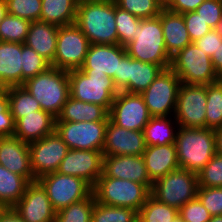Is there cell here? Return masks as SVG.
<instances>
[{"mask_svg": "<svg viewBox=\"0 0 222 222\" xmlns=\"http://www.w3.org/2000/svg\"><path fill=\"white\" fill-rule=\"evenodd\" d=\"M197 175L198 187H222V156L215 154Z\"/></svg>", "mask_w": 222, "mask_h": 222, "instance_id": "42", "label": "cell"}, {"mask_svg": "<svg viewBox=\"0 0 222 222\" xmlns=\"http://www.w3.org/2000/svg\"><path fill=\"white\" fill-rule=\"evenodd\" d=\"M22 86L24 82L46 71L51 64L31 47L22 43Z\"/></svg>", "mask_w": 222, "mask_h": 222, "instance_id": "39", "label": "cell"}, {"mask_svg": "<svg viewBox=\"0 0 222 222\" xmlns=\"http://www.w3.org/2000/svg\"><path fill=\"white\" fill-rule=\"evenodd\" d=\"M108 117L119 127L143 131L152 116L141 94L119 91L110 107Z\"/></svg>", "mask_w": 222, "mask_h": 222, "instance_id": "15", "label": "cell"}, {"mask_svg": "<svg viewBox=\"0 0 222 222\" xmlns=\"http://www.w3.org/2000/svg\"><path fill=\"white\" fill-rule=\"evenodd\" d=\"M30 21L6 14L0 22V41L24 43L30 26Z\"/></svg>", "mask_w": 222, "mask_h": 222, "instance_id": "37", "label": "cell"}, {"mask_svg": "<svg viewBox=\"0 0 222 222\" xmlns=\"http://www.w3.org/2000/svg\"><path fill=\"white\" fill-rule=\"evenodd\" d=\"M206 128H222V80L206 85Z\"/></svg>", "mask_w": 222, "mask_h": 222, "instance_id": "33", "label": "cell"}, {"mask_svg": "<svg viewBox=\"0 0 222 222\" xmlns=\"http://www.w3.org/2000/svg\"><path fill=\"white\" fill-rule=\"evenodd\" d=\"M205 0H167L164 8L175 13H187L195 11L196 8Z\"/></svg>", "mask_w": 222, "mask_h": 222, "instance_id": "49", "label": "cell"}, {"mask_svg": "<svg viewBox=\"0 0 222 222\" xmlns=\"http://www.w3.org/2000/svg\"><path fill=\"white\" fill-rule=\"evenodd\" d=\"M162 70L157 64L141 62L126 54L119 61L113 82L119 91L141 94Z\"/></svg>", "mask_w": 222, "mask_h": 222, "instance_id": "16", "label": "cell"}, {"mask_svg": "<svg viewBox=\"0 0 222 222\" xmlns=\"http://www.w3.org/2000/svg\"><path fill=\"white\" fill-rule=\"evenodd\" d=\"M0 222H25L13 208L0 210Z\"/></svg>", "mask_w": 222, "mask_h": 222, "instance_id": "50", "label": "cell"}, {"mask_svg": "<svg viewBox=\"0 0 222 222\" xmlns=\"http://www.w3.org/2000/svg\"><path fill=\"white\" fill-rule=\"evenodd\" d=\"M102 151L69 149L56 172L84 179L92 187L103 173Z\"/></svg>", "mask_w": 222, "mask_h": 222, "instance_id": "17", "label": "cell"}, {"mask_svg": "<svg viewBox=\"0 0 222 222\" xmlns=\"http://www.w3.org/2000/svg\"><path fill=\"white\" fill-rule=\"evenodd\" d=\"M141 19L130 14L128 11L122 10L115 3V23L118 34V44L125 46L134 39L137 32V26Z\"/></svg>", "mask_w": 222, "mask_h": 222, "instance_id": "40", "label": "cell"}, {"mask_svg": "<svg viewBox=\"0 0 222 222\" xmlns=\"http://www.w3.org/2000/svg\"><path fill=\"white\" fill-rule=\"evenodd\" d=\"M89 46V40L75 23L59 26L56 54L51 66L65 71L80 69Z\"/></svg>", "mask_w": 222, "mask_h": 222, "instance_id": "11", "label": "cell"}, {"mask_svg": "<svg viewBox=\"0 0 222 222\" xmlns=\"http://www.w3.org/2000/svg\"><path fill=\"white\" fill-rule=\"evenodd\" d=\"M22 43L0 41V82L6 89L22 86Z\"/></svg>", "mask_w": 222, "mask_h": 222, "instance_id": "27", "label": "cell"}, {"mask_svg": "<svg viewBox=\"0 0 222 222\" xmlns=\"http://www.w3.org/2000/svg\"><path fill=\"white\" fill-rule=\"evenodd\" d=\"M216 140V154L222 156V128L214 130Z\"/></svg>", "mask_w": 222, "mask_h": 222, "instance_id": "52", "label": "cell"}, {"mask_svg": "<svg viewBox=\"0 0 222 222\" xmlns=\"http://www.w3.org/2000/svg\"><path fill=\"white\" fill-rule=\"evenodd\" d=\"M0 164L29 182L37 181L31 169L29 143L15 136L0 137Z\"/></svg>", "mask_w": 222, "mask_h": 222, "instance_id": "22", "label": "cell"}, {"mask_svg": "<svg viewBox=\"0 0 222 222\" xmlns=\"http://www.w3.org/2000/svg\"><path fill=\"white\" fill-rule=\"evenodd\" d=\"M127 54L138 61L170 68L171 56L167 53L159 15L141 19L134 39L125 45Z\"/></svg>", "mask_w": 222, "mask_h": 222, "instance_id": "3", "label": "cell"}, {"mask_svg": "<svg viewBox=\"0 0 222 222\" xmlns=\"http://www.w3.org/2000/svg\"><path fill=\"white\" fill-rule=\"evenodd\" d=\"M100 177L131 180L144 184L150 191L153 186L142 155L104 156L103 173Z\"/></svg>", "mask_w": 222, "mask_h": 222, "instance_id": "20", "label": "cell"}, {"mask_svg": "<svg viewBox=\"0 0 222 222\" xmlns=\"http://www.w3.org/2000/svg\"><path fill=\"white\" fill-rule=\"evenodd\" d=\"M83 1H95V0H78V2H83ZM97 1H107V0H97Z\"/></svg>", "mask_w": 222, "mask_h": 222, "instance_id": "58", "label": "cell"}, {"mask_svg": "<svg viewBox=\"0 0 222 222\" xmlns=\"http://www.w3.org/2000/svg\"><path fill=\"white\" fill-rule=\"evenodd\" d=\"M163 28L167 53L172 57L192 41L189 37L183 15L163 8L159 14Z\"/></svg>", "mask_w": 222, "mask_h": 222, "instance_id": "25", "label": "cell"}, {"mask_svg": "<svg viewBox=\"0 0 222 222\" xmlns=\"http://www.w3.org/2000/svg\"><path fill=\"white\" fill-rule=\"evenodd\" d=\"M209 222H222V215L211 217V220Z\"/></svg>", "mask_w": 222, "mask_h": 222, "instance_id": "54", "label": "cell"}, {"mask_svg": "<svg viewBox=\"0 0 222 222\" xmlns=\"http://www.w3.org/2000/svg\"><path fill=\"white\" fill-rule=\"evenodd\" d=\"M95 201L92 192L87 198L56 212L55 222H91Z\"/></svg>", "mask_w": 222, "mask_h": 222, "instance_id": "36", "label": "cell"}, {"mask_svg": "<svg viewBox=\"0 0 222 222\" xmlns=\"http://www.w3.org/2000/svg\"><path fill=\"white\" fill-rule=\"evenodd\" d=\"M14 122L28 114L42 110L41 105L24 86H12L3 92Z\"/></svg>", "mask_w": 222, "mask_h": 222, "instance_id": "32", "label": "cell"}, {"mask_svg": "<svg viewBox=\"0 0 222 222\" xmlns=\"http://www.w3.org/2000/svg\"><path fill=\"white\" fill-rule=\"evenodd\" d=\"M92 192L96 202L109 206L128 207L137 212L150 195V190L144 184L111 177H99Z\"/></svg>", "mask_w": 222, "mask_h": 222, "instance_id": "6", "label": "cell"}, {"mask_svg": "<svg viewBox=\"0 0 222 222\" xmlns=\"http://www.w3.org/2000/svg\"><path fill=\"white\" fill-rule=\"evenodd\" d=\"M179 215V210L158 201L151 194L138 212L141 222H172Z\"/></svg>", "mask_w": 222, "mask_h": 222, "instance_id": "34", "label": "cell"}, {"mask_svg": "<svg viewBox=\"0 0 222 222\" xmlns=\"http://www.w3.org/2000/svg\"><path fill=\"white\" fill-rule=\"evenodd\" d=\"M109 111L100 105L78 101L68 97L56 122H95L109 121Z\"/></svg>", "mask_w": 222, "mask_h": 222, "instance_id": "28", "label": "cell"}, {"mask_svg": "<svg viewBox=\"0 0 222 222\" xmlns=\"http://www.w3.org/2000/svg\"><path fill=\"white\" fill-rule=\"evenodd\" d=\"M15 122L3 94H0V137L14 136Z\"/></svg>", "mask_w": 222, "mask_h": 222, "instance_id": "47", "label": "cell"}, {"mask_svg": "<svg viewBox=\"0 0 222 222\" xmlns=\"http://www.w3.org/2000/svg\"><path fill=\"white\" fill-rule=\"evenodd\" d=\"M206 85L182 83L174 119L179 127L206 128Z\"/></svg>", "mask_w": 222, "mask_h": 222, "instance_id": "12", "label": "cell"}, {"mask_svg": "<svg viewBox=\"0 0 222 222\" xmlns=\"http://www.w3.org/2000/svg\"><path fill=\"white\" fill-rule=\"evenodd\" d=\"M75 24L90 44H118L114 0L78 2Z\"/></svg>", "mask_w": 222, "mask_h": 222, "instance_id": "1", "label": "cell"}, {"mask_svg": "<svg viewBox=\"0 0 222 222\" xmlns=\"http://www.w3.org/2000/svg\"><path fill=\"white\" fill-rule=\"evenodd\" d=\"M56 118L49 112L39 110L15 122L14 136L31 143L55 131Z\"/></svg>", "mask_w": 222, "mask_h": 222, "instance_id": "24", "label": "cell"}, {"mask_svg": "<svg viewBox=\"0 0 222 222\" xmlns=\"http://www.w3.org/2000/svg\"><path fill=\"white\" fill-rule=\"evenodd\" d=\"M212 29H216L222 17V0H205L195 10Z\"/></svg>", "mask_w": 222, "mask_h": 222, "instance_id": "45", "label": "cell"}, {"mask_svg": "<svg viewBox=\"0 0 222 222\" xmlns=\"http://www.w3.org/2000/svg\"><path fill=\"white\" fill-rule=\"evenodd\" d=\"M7 13L30 22L40 21L41 0H5Z\"/></svg>", "mask_w": 222, "mask_h": 222, "instance_id": "41", "label": "cell"}, {"mask_svg": "<svg viewBox=\"0 0 222 222\" xmlns=\"http://www.w3.org/2000/svg\"><path fill=\"white\" fill-rule=\"evenodd\" d=\"M182 15L192 42L203 37L206 33L212 30V28L200 18L197 12L192 11Z\"/></svg>", "mask_w": 222, "mask_h": 222, "instance_id": "46", "label": "cell"}, {"mask_svg": "<svg viewBox=\"0 0 222 222\" xmlns=\"http://www.w3.org/2000/svg\"><path fill=\"white\" fill-rule=\"evenodd\" d=\"M78 0H41L40 21L67 26L75 23Z\"/></svg>", "mask_w": 222, "mask_h": 222, "instance_id": "29", "label": "cell"}, {"mask_svg": "<svg viewBox=\"0 0 222 222\" xmlns=\"http://www.w3.org/2000/svg\"><path fill=\"white\" fill-rule=\"evenodd\" d=\"M213 68L219 78H222V43L211 57Z\"/></svg>", "mask_w": 222, "mask_h": 222, "instance_id": "51", "label": "cell"}, {"mask_svg": "<svg viewBox=\"0 0 222 222\" xmlns=\"http://www.w3.org/2000/svg\"><path fill=\"white\" fill-rule=\"evenodd\" d=\"M108 121L56 122L55 131L69 149L102 151Z\"/></svg>", "mask_w": 222, "mask_h": 222, "instance_id": "13", "label": "cell"}, {"mask_svg": "<svg viewBox=\"0 0 222 222\" xmlns=\"http://www.w3.org/2000/svg\"><path fill=\"white\" fill-rule=\"evenodd\" d=\"M199 49L206 52L207 55L212 57L214 52L222 43V35L216 30L212 29L210 32L206 33L203 37L194 41Z\"/></svg>", "mask_w": 222, "mask_h": 222, "instance_id": "48", "label": "cell"}, {"mask_svg": "<svg viewBox=\"0 0 222 222\" xmlns=\"http://www.w3.org/2000/svg\"><path fill=\"white\" fill-rule=\"evenodd\" d=\"M170 68L185 84L208 85L220 79L211 57L194 42L172 56Z\"/></svg>", "mask_w": 222, "mask_h": 222, "instance_id": "7", "label": "cell"}, {"mask_svg": "<svg viewBox=\"0 0 222 222\" xmlns=\"http://www.w3.org/2000/svg\"><path fill=\"white\" fill-rule=\"evenodd\" d=\"M151 117L143 129L146 146L174 144L178 123L169 117ZM172 121V122H171ZM173 124H175L173 126ZM176 127V128H175ZM175 130V131H174Z\"/></svg>", "mask_w": 222, "mask_h": 222, "instance_id": "31", "label": "cell"}, {"mask_svg": "<svg viewBox=\"0 0 222 222\" xmlns=\"http://www.w3.org/2000/svg\"><path fill=\"white\" fill-rule=\"evenodd\" d=\"M7 14V6L5 0H0V22L4 19Z\"/></svg>", "mask_w": 222, "mask_h": 222, "instance_id": "53", "label": "cell"}, {"mask_svg": "<svg viewBox=\"0 0 222 222\" xmlns=\"http://www.w3.org/2000/svg\"><path fill=\"white\" fill-rule=\"evenodd\" d=\"M138 212L128 207H117L95 201L91 222H134Z\"/></svg>", "mask_w": 222, "mask_h": 222, "instance_id": "35", "label": "cell"}, {"mask_svg": "<svg viewBox=\"0 0 222 222\" xmlns=\"http://www.w3.org/2000/svg\"><path fill=\"white\" fill-rule=\"evenodd\" d=\"M145 148L143 131L128 130L115 125L110 120L108 121L102 150L104 156H141Z\"/></svg>", "mask_w": 222, "mask_h": 222, "instance_id": "19", "label": "cell"}, {"mask_svg": "<svg viewBox=\"0 0 222 222\" xmlns=\"http://www.w3.org/2000/svg\"><path fill=\"white\" fill-rule=\"evenodd\" d=\"M197 189L198 175L179 168L155 181L150 194L158 201L180 210L188 201L196 198Z\"/></svg>", "mask_w": 222, "mask_h": 222, "instance_id": "8", "label": "cell"}, {"mask_svg": "<svg viewBox=\"0 0 222 222\" xmlns=\"http://www.w3.org/2000/svg\"><path fill=\"white\" fill-rule=\"evenodd\" d=\"M70 97L105 107L108 111L119 90L105 73H84L81 69L68 71Z\"/></svg>", "mask_w": 222, "mask_h": 222, "instance_id": "5", "label": "cell"}, {"mask_svg": "<svg viewBox=\"0 0 222 222\" xmlns=\"http://www.w3.org/2000/svg\"><path fill=\"white\" fill-rule=\"evenodd\" d=\"M181 169L198 174L216 154L214 130L178 127L175 139Z\"/></svg>", "mask_w": 222, "mask_h": 222, "instance_id": "2", "label": "cell"}, {"mask_svg": "<svg viewBox=\"0 0 222 222\" xmlns=\"http://www.w3.org/2000/svg\"><path fill=\"white\" fill-rule=\"evenodd\" d=\"M37 181L45 189L46 194L56 212L72 203L87 198L93 187L82 178L63 175L58 172L44 175Z\"/></svg>", "mask_w": 222, "mask_h": 222, "instance_id": "10", "label": "cell"}, {"mask_svg": "<svg viewBox=\"0 0 222 222\" xmlns=\"http://www.w3.org/2000/svg\"><path fill=\"white\" fill-rule=\"evenodd\" d=\"M12 208L25 222H55L56 211L38 181L28 184L24 195Z\"/></svg>", "mask_w": 222, "mask_h": 222, "instance_id": "18", "label": "cell"}, {"mask_svg": "<svg viewBox=\"0 0 222 222\" xmlns=\"http://www.w3.org/2000/svg\"><path fill=\"white\" fill-rule=\"evenodd\" d=\"M172 222H184L181 218L180 215H178L177 217L174 218V220Z\"/></svg>", "mask_w": 222, "mask_h": 222, "instance_id": "56", "label": "cell"}, {"mask_svg": "<svg viewBox=\"0 0 222 222\" xmlns=\"http://www.w3.org/2000/svg\"><path fill=\"white\" fill-rule=\"evenodd\" d=\"M142 156L153 183L169 172L180 168L175 143L146 146Z\"/></svg>", "mask_w": 222, "mask_h": 222, "instance_id": "23", "label": "cell"}, {"mask_svg": "<svg viewBox=\"0 0 222 222\" xmlns=\"http://www.w3.org/2000/svg\"><path fill=\"white\" fill-rule=\"evenodd\" d=\"M181 84L177 74L168 68L162 70L149 87L141 93L152 117H169V114L170 116L175 114Z\"/></svg>", "mask_w": 222, "mask_h": 222, "instance_id": "9", "label": "cell"}, {"mask_svg": "<svg viewBox=\"0 0 222 222\" xmlns=\"http://www.w3.org/2000/svg\"><path fill=\"white\" fill-rule=\"evenodd\" d=\"M216 30L222 35V17H221V20L218 24V27L216 28Z\"/></svg>", "mask_w": 222, "mask_h": 222, "instance_id": "55", "label": "cell"}, {"mask_svg": "<svg viewBox=\"0 0 222 222\" xmlns=\"http://www.w3.org/2000/svg\"><path fill=\"white\" fill-rule=\"evenodd\" d=\"M5 88L3 87L2 83L0 82V94H3Z\"/></svg>", "mask_w": 222, "mask_h": 222, "instance_id": "57", "label": "cell"}, {"mask_svg": "<svg viewBox=\"0 0 222 222\" xmlns=\"http://www.w3.org/2000/svg\"><path fill=\"white\" fill-rule=\"evenodd\" d=\"M196 197L212 217L222 215V187H198Z\"/></svg>", "mask_w": 222, "mask_h": 222, "instance_id": "43", "label": "cell"}, {"mask_svg": "<svg viewBox=\"0 0 222 222\" xmlns=\"http://www.w3.org/2000/svg\"><path fill=\"white\" fill-rule=\"evenodd\" d=\"M58 28L59 26L47 22H31L24 44L52 64L56 54Z\"/></svg>", "mask_w": 222, "mask_h": 222, "instance_id": "26", "label": "cell"}, {"mask_svg": "<svg viewBox=\"0 0 222 222\" xmlns=\"http://www.w3.org/2000/svg\"><path fill=\"white\" fill-rule=\"evenodd\" d=\"M68 150L67 144L56 131L29 143L30 164L36 180L55 173Z\"/></svg>", "mask_w": 222, "mask_h": 222, "instance_id": "14", "label": "cell"}, {"mask_svg": "<svg viewBox=\"0 0 222 222\" xmlns=\"http://www.w3.org/2000/svg\"><path fill=\"white\" fill-rule=\"evenodd\" d=\"M163 4H165L167 2V0H160Z\"/></svg>", "mask_w": 222, "mask_h": 222, "instance_id": "59", "label": "cell"}, {"mask_svg": "<svg viewBox=\"0 0 222 222\" xmlns=\"http://www.w3.org/2000/svg\"><path fill=\"white\" fill-rule=\"evenodd\" d=\"M116 6L140 18H153L160 14L164 4L160 0H114Z\"/></svg>", "mask_w": 222, "mask_h": 222, "instance_id": "38", "label": "cell"}, {"mask_svg": "<svg viewBox=\"0 0 222 222\" xmlns=\"http://www.w3.org/2000/svg\"><path fill=\"white\" fill-rule=\"evenodd\" d=\"M23 86L41 105L42 110L51 113L55 118L70 96L68 71L53 66L27 79Z\"/></svg>", "mask_w": 222, "mask_h": 222, "instance_id": "4", "label": "cell"}, {"mask_svg": "<svg viewBox=\"0 0 222 222\" xmlns=\"http://www.w3.org/2000/svg\"><path fill=\"white\" fill-rule=\"evenodd\" d=\"M179 215L184 222H209L212 217L197 197L183 205Z\"/></svg>", "mask_w": 222, "mask_h": 222, "instance_id": "44", "label": "cell"}, {"mask_svg": "<svg viewBox=\"0 0 222 222\" xmlns=\"http://www.w3.org/2000/svg\"><path fill=\"white\" fill-rule=\"evenodd\" d=\"M127 54L119 44H90L81 70L84 73H105L114 78L118 74L119 61Z\"/></svg>", "mask_w": 222, "mask_h": 222, "instance_id": "21", "label": "cell"}, {"mask_svg": "<svg viewBox=\"0 0 222 222\" xmlns=\"http://www.w3.org/2000/svg\"><path fill=\"white\" fill-rule=\"evenodd\" d=\"M30 182L0 164V205L12 208L24 195Z\"/></svg>", "mask_w": 222, "mask_h": 222, "instance_id": "30", "label": "cell"}]
</instances>
